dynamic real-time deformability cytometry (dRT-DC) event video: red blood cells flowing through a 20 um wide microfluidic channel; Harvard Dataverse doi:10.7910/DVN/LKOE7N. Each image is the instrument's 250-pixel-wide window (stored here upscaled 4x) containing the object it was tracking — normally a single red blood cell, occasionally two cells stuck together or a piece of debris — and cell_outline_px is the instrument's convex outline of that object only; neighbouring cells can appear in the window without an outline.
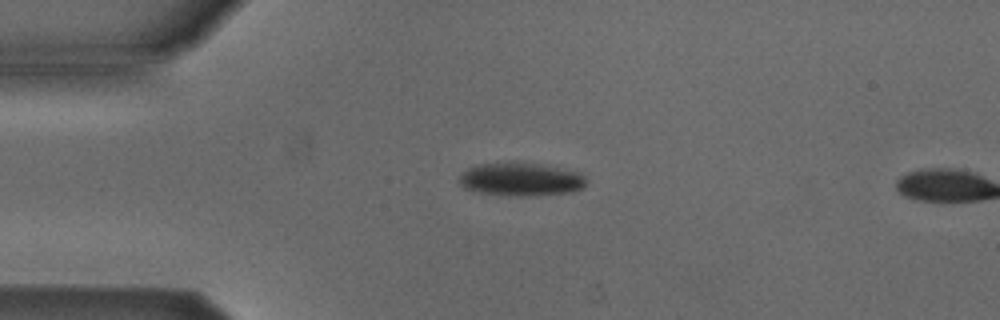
{"species": "Egyptian fruit bat (a non-hibernating species)", "species_latin": "Rousettus aegyptiacus", "temperature_condition": "cold", "stored_images_in_passage": 14, "camera_frame_rate_fps": 3000, "um_per_image_px": 0.085, "animal": {"sex": "male"}, "frame": {"image": 1, "passage_image": 12, "time_ms": 3.667, "image_size_px": [1000, 320], "cell_outline_px": [[588, 180], [584, 188], [572, 192], [528, 196], [508, 196], [480, 192], [464, 188], [460, 184], [460, 172], [476, 164], [508, 160], [540, 164], [580, 172]], "centroid_in_image_um": [44.27, 15.22], "position_along_channel_um": 40.7, "area_um2": 25.32}}